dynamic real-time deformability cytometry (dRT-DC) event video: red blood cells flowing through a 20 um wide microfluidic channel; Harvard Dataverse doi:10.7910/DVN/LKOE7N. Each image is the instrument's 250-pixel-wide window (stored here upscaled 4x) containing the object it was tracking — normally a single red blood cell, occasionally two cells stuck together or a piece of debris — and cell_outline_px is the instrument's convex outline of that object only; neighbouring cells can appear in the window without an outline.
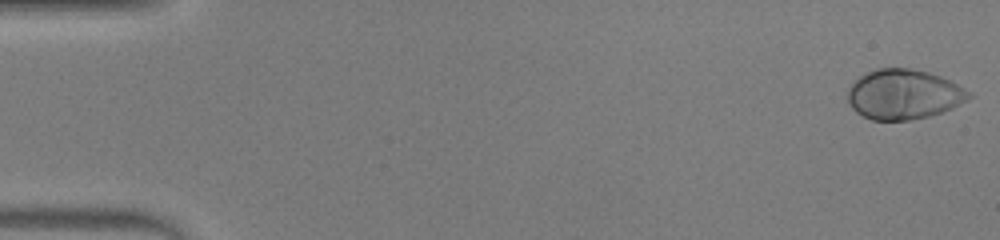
{"species": "human", "species_latin": "Homo sapiens", "temperature_condition": "warm", "stored_images_in_passage": 53, "camera_frame_rate_fps": 3000, "um_per_image_px": 0.085, "donor": {"sex": "male"}, "frame": {"image": 1, "passage_image": 1, "time_ms": 0.0, "image_size_px": [1000, 240], "cell_outline_px": [[972, 96], [968, 100], [952, 108], [928, 116], [908, 120], [872, 120], [856, 112], [852, 108], [848, 100], [848, 88], [860, 76], [876, 68], [912, 68], [928, 72], [940, 76], [956, 84], [968, 92]], "centroid_in_image_um": [76.79, 8.02], "position_along_channel_um": 8.2, "area_um2": 34.91}}
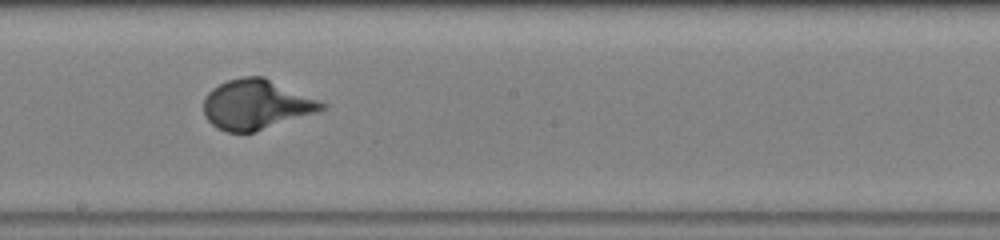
{"frame": {"image": 2, "passage_image": 30, "time_ms": 9.667, "image_size_px": [1000, 240], "cell_outline_px": [[328, 108], [320, 112], [256, 132], [228, 132], [216, 128], [204, 116], [204, 100], [208, 92], [212, 88], [228, 80], [244, 76], [264, 76], [320, 100], [328, 104]], "centroid_in_image_um": [21.83, 8.89], "position_along_channel_um": 226.4, "area_um2": 34.74}}
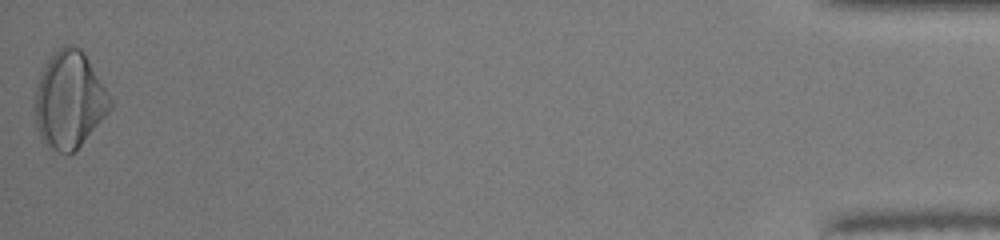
{"frame": {"image": 3, "passage_image": 53, "time_ms": 17.333, "image_size_px": [1000, 240], "cell_outline_px": [[112, 108], [76, 152], [68, 156], [44, 144], [36, 128], [36, 88], [40, 76], [52, 52], [64, 44], [72, 44], [80, 48], [84, 52], [112, 100]], "centroid_in_image_um": [5.91, 8.52], "position_along_channel_um": 429.3, "area_um2": 42.48}}